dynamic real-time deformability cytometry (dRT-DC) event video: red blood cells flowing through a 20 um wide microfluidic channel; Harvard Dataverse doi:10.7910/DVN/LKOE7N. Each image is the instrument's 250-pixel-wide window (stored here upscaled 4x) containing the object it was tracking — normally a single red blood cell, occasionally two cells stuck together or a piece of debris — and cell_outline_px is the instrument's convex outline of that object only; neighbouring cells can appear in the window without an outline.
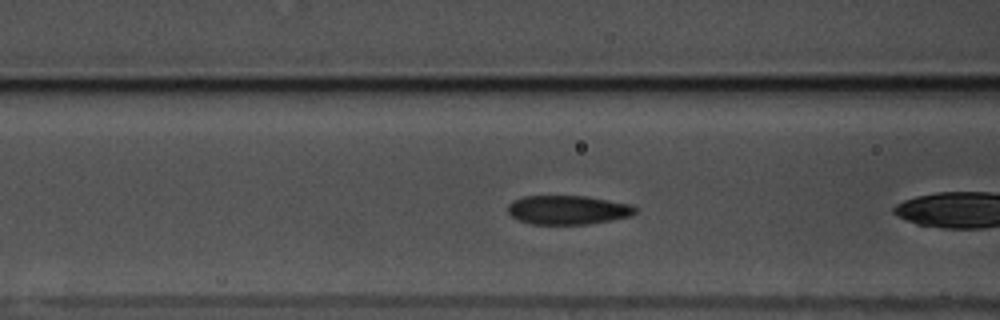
{"species": "common noctule bat (a hibernating species)", "species_latin": "Nyctalus noctula", "temperature_condition": "warm", "stored_images_in_passage": 7, "camera_frame_rate_fps": 3000, "um_per_image_px": 0.085, "animal": {"sex": "male", "body_mass_g": 17.5, "forearm_length_mm": 52.3}, "frame": {"image": 1, "passage_image": 5, "time_ms": 1.333, "image_size_px": [1000, 320], "cell_outline_px": [[636, 212], [632, 216], [588, 224], [532, 224], [516, 220], [508, 212], [508, 204], [512, 200], [524, 196], [588, 196], [632, 204], [636, 208]], "centroid_in_image_um": [48.26, 17.84], "position_along_channel_um": 118.3, "area_um2": 21.73}}